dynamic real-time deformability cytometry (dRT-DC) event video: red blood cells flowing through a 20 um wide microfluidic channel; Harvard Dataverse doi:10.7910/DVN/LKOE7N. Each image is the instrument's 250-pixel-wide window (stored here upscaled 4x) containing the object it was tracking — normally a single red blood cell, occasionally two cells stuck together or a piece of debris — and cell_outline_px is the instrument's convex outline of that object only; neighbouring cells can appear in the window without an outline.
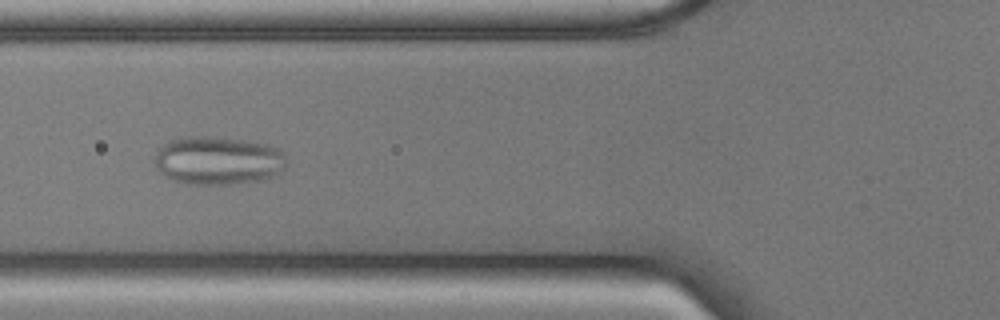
{"species": "common noctule bat (a hibernating species)", "species_latin": "Nyctalus noctula", "temperature_condition": "cold", "stored_images_in_passage": 55, "camera_frame_rate_fps": 3000, "um_per_image_px": 0.085, "animal": {"sex": "male", "body_mass_g": 17.9, "forearm_length_mm": 54.2}, "frame": {"image": 1, "passage_image": 20, "time_ms": 6.333, "image_size_px": [1000, 320], "cell_outline_px": [[288, 160], [284, 168], [276, 176], [264, 180], [232, 184], [188, 184], [172, 180], [160, 172], [156, 168], [156, 156], [160, 148], [164, 144], [180, 136], [212, 136], [248, 140], [268, 144], [284, 152]], "centroid_in_image_um": [18.59, 13.64], "position_along_channel_um": 107.2, "area_um2": 37.63}}
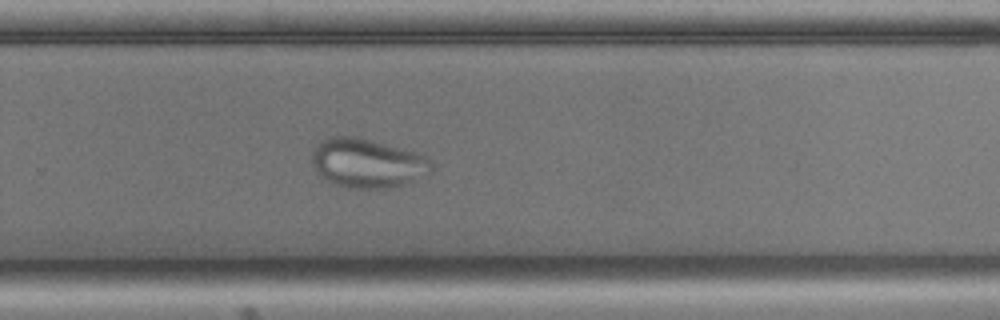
{"frame": {"image": 2, "passage_image": 36, "time_ms": 11.667, "image_size_px": [1000, 320], "cell_outline_px": [[432, 172], [404, 184], [392, 188], [348, 188], [332, 184], [320, 176], [312, 160], [312, 152], [320, 140], [332, 136], [356, 136], [372, 140], [416, 152], [428, 156], [432, 160]], "centroid_in_image_um": [31.24, 13.86], "position_along_channel_um": 298.6, "area_um2": 34.45}}
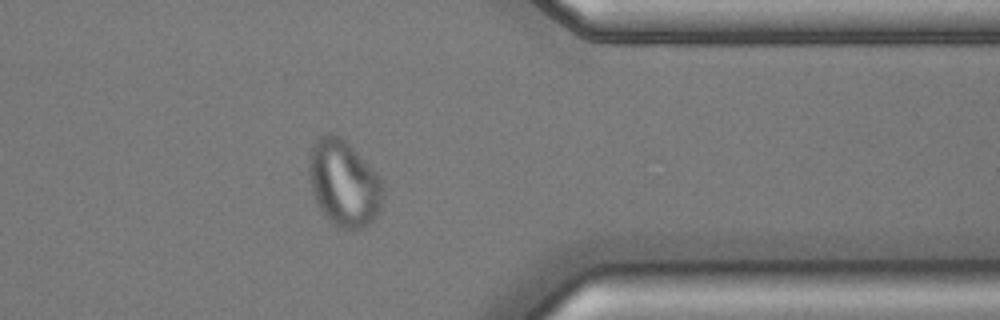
{"frame": {"image": 3, "passage_image": 44, "time_ms": 14.333, "image_size_px": [1000, 320], "cell_outline_px": [[384, 196], [380, 212], [364, 228], [352, 232], [336, 224], [324, 216], [316, 204], [312, 192], [308, 176], [308, 164], [312, 144], [320, 136], [328, 132], [332, 132], [344, 140], [380, 176], [384, 184]], "centroid_in_image_um": [29.23, 15.6], "position_along_channel_um": 382.2, "area_um2": 37.69}}